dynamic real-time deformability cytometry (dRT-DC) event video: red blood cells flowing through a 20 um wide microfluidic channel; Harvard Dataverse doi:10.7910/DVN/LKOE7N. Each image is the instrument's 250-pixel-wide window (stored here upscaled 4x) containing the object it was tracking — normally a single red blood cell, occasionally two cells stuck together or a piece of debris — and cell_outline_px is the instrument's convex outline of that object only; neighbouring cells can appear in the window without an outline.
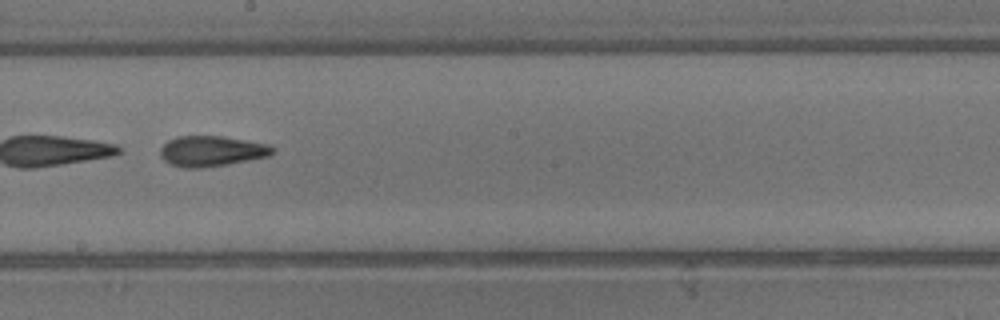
{"species": "common noctule bat (a hibernating species)", "species_latin": "Nyctalus noctula", "temperature_condition": "warm", "stored_images_in_passage": 50, "segment_of_instrument_passage": [2, 2], "camera_frame_rate_fps": 3000, "um_per_image_px": 0.085, "animal": {"sex": "male", "body_mass_g": 13.3}, "frame": {"image": 1, "passage_image": 29, "time_ms": 9.333, "image_size_px": [1000, 320], "cell_outline_px": [[276, 148], [268, 156], [228, 164], [200, 168], [184, 168], [172, 164], [164, 160], [160, 156], [160, 148], [168, 140], [176, 136], [224, 136], [268, 144]], "centroid_in_image_um": [17.97, 12.83], "position_along_channel_um": 230.2, "area_um2": 19.94}}
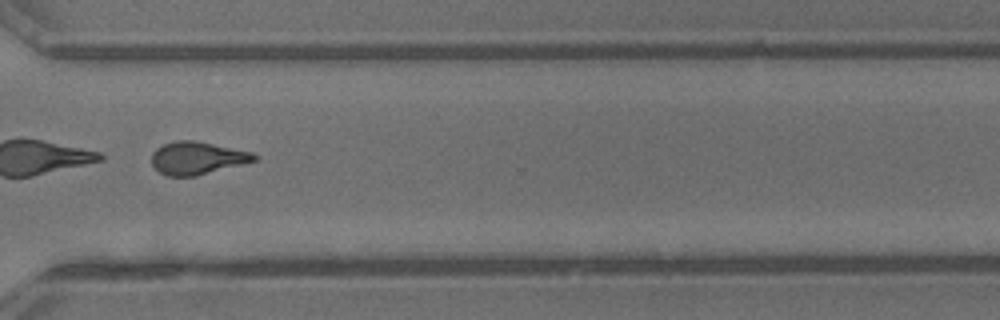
{"frame": {"image": 2, "passage_image": 38, "time_ms": 12.333, "image_size_px": [1000, 320], "cell_outline_px": [[260, 156], [256, 160], [196, 176], [168, 176], [160, 172], [152, 164], [152, 152], [156, 148], [164, 144], [176, 140], [192, 140], [252, 152]], "centroid_in_image_um": [16.75, 13.43], "position_along_channel_um": 353.9, "area_um2": 19.31}}